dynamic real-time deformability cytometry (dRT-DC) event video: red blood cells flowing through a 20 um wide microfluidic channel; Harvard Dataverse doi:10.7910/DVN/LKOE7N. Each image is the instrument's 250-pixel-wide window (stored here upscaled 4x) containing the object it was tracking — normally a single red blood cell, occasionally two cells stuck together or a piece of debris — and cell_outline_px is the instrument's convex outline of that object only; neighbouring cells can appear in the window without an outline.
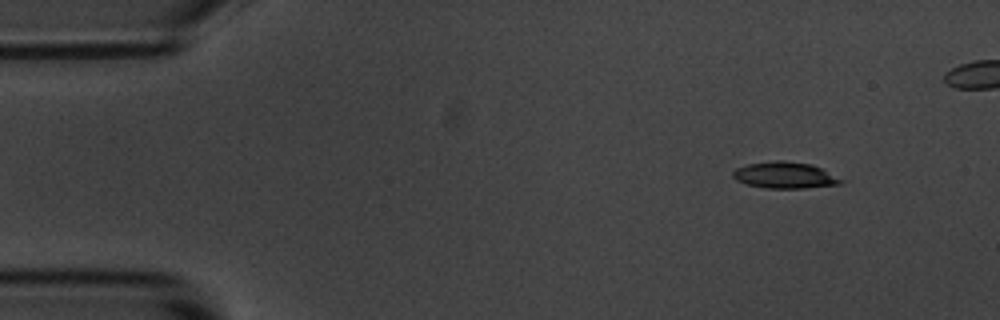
{"species": "common noctule bat (a hibernating species)", "species_latin": "Nyctalus noctula", "temperature_condition": "room temperature", "stored_images_in_passage": 8, "camera_frame_rate_fps": 3000, "um_per_image_px": 0.085, "animal": {"sex": "male", "body_mass_g": 20.1, "forearm_length_mm": 53.5}, "frame": {"image": 1, "passage_image": 1, "time_ms": 0.0, "image_size_px": [1000, 320], "cell_outline_px": [[848, 180], [840, 184], [804, 188], [764, 188], [748, 184], [736, 180], [732, 176], [732, 172], [736, 168], [748, 164], [776, 160], [784, 160], [812, 164]], "centroid_in_image_um": [66.76, 14.89], "position_along_channel_um": 18.2, "area_um2": 16.82}}
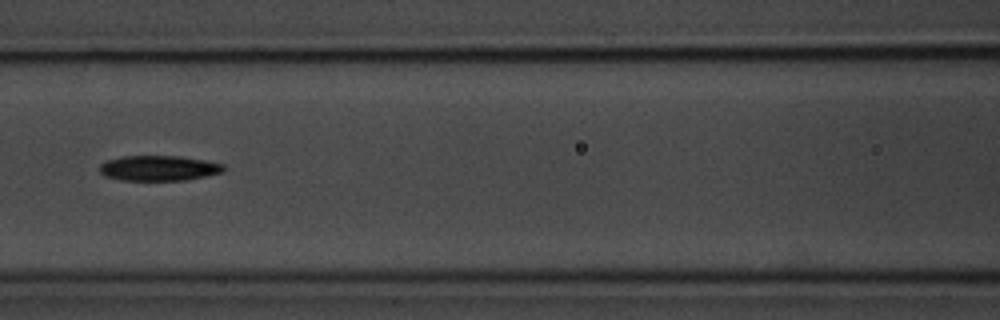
{"frame": {"image": 2, "passage_image": 6, "time_ms": 6.0, "image_size_px": [1000, 320], "cell_outline_px": [[224, 168], [220, 172], [188, 180], [120, 180], [104, 176], [100, 172], [100, 164], [104, 160], [120, 156], [180, 156], [204, 160], [224, 164]], "centroid_in_image_um": [13.43, 14.28], "position_along_channel_um": 153.2, "area_um2": 18.26}}
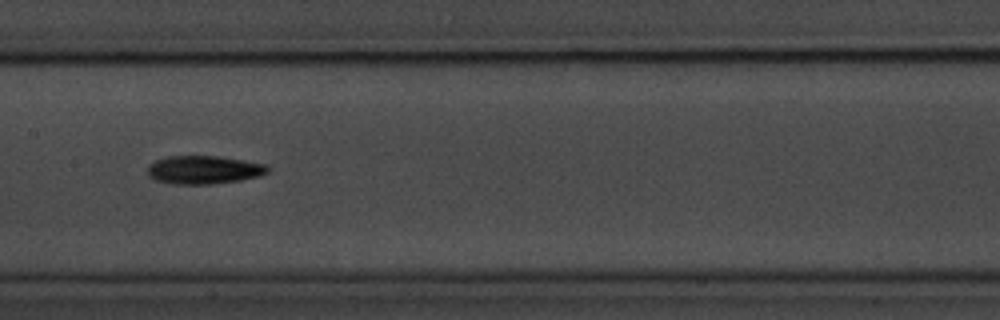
{"frame": {"image": 3, "passage_image": 7, "time_ms": 7.0, "image_size_px": [1000, 320], "cell_outline_px": [[268, 172], [260, 176], [240, 180], [212, 184], [176, 184], [156, 180], [148, 176], [148, 164], [156, 160], [168, 156], [216, 156], [264, 164], [268, 168]], "centroid_in_image_um": [17.29, 14.44], "position_along_channel_um": 190.1, "area_um2": 19.59}}